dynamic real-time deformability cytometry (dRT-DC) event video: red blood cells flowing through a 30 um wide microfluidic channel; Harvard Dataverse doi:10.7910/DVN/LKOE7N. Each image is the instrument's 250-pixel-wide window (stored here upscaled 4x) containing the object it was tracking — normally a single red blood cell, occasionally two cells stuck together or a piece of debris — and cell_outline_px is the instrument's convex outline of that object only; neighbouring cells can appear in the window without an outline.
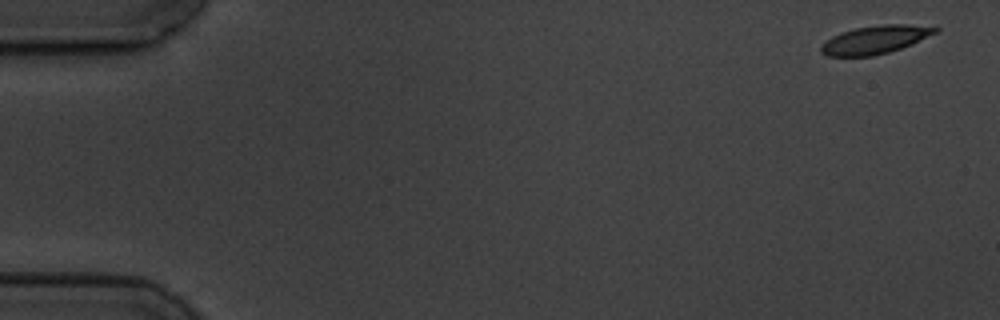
{"species": "common noctule bat (a hibernating species)", "species_latin": "Nyctalus noctula", "temperature_condition": "cold", "stored_images_in_passage": 6, "segment_of_instrument_passage": [2, 2], "camera_frame_rate_fps": 3000, "um_per_image_px": 0.085, "animal": {"sex": "male", "body_mass_g": 19.5, "forearm_length_mm": 54.6}, "frame": {"image": 1, "passage_image": 6, "time_ms": 7.0, "image_size_px": [1000, 320], "cell_outline_px": [[940, 28], [936, 32], [900, 48], [888, 52], [872, 56], [828, 56], [820, 52], [820, 44], [832, 36], [840, 32], [856, 28], [880, 24], [908, 24]], "centroid_in_image_um": [74.3, 3.37], "position_along_channel_um": 10.7, "area_um2": 18.5}}